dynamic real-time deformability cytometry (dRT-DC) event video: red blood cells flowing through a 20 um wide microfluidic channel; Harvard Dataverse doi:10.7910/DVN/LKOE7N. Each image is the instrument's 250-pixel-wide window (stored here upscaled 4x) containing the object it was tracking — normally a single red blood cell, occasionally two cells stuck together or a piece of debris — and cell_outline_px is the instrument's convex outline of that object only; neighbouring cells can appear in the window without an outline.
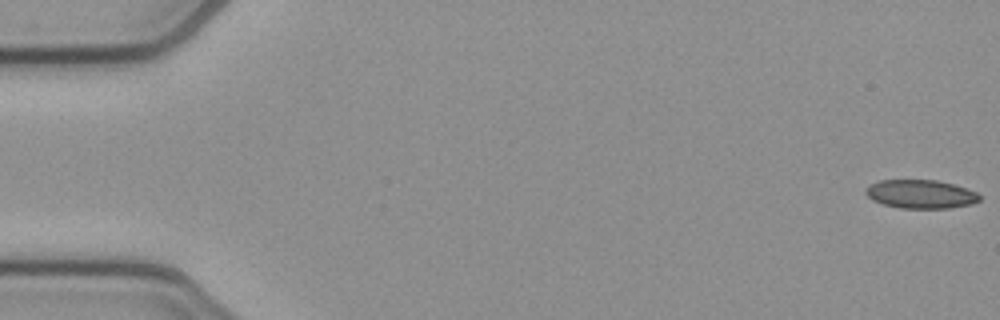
{"species": "common noctule bat (a hibernating species)", "species_latin": "Nyctalus noctula", "temperature_condition": "cold", "stored_images_in_passage": 52, "camera_frame_rate_fps": 3000, "um_per_image_px": 0.085, "animal": {"sex": "female", "body_mass_g": 21.9}, "frame": {"image": 1, "passage_image": 1, "time_ms": 0.0, "image_size_px": [1000, 320], "cell_outline_px": [[980, 200], [972, 204], [948, 208], [900, 208], [880, 204], [872, 200], [864, 192], [864, 188], [880, 180], [936, 180], [968, 188], [976, 192], [980, 196]], "centroid_in_image_um": [78.24, 16.5], "position_along_channel_um": 6.8, "area_um2": 19.07}}
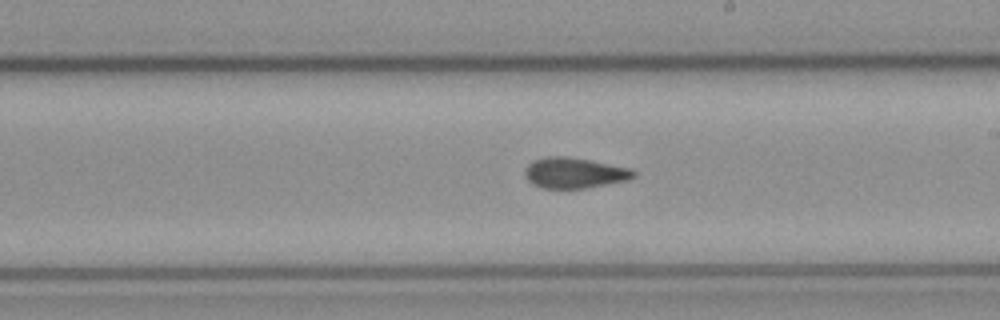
{"frame": {"image": 2, "passage_image": 30, "time_ms": 9.667, "image_size_px": [1000, 320], "cell_outline_px": [[636, 176], [628, 180], [584, 188], [540, 188], [532, 184], [524, 176], [524, 172], [528, 164], [532, 160], [548, 156], [564, 156], [588, 160], [632, 168], [636, 172]], "centroid_in_image_um": [48.8, 14.69], "position_along_channel_um": 240.2, "area_um2": 19.42}}
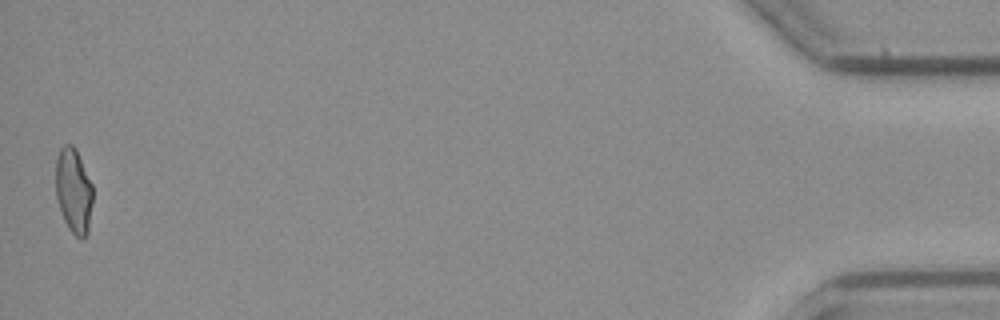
{"frame": {"image": 3, "passage_image": 52, "time_ms": 17.0, "image_size_px": [1000, 320], "cell_outline_px": [[92, 204], [88, 232], [80, 240], [68, 228], [64, 220], [56, 196], [56, 160], [60, 148], [64, 144], [72, 144], [76, 148], [92, 184]], "centroid_in_image_um": [6.26, 16.2], "position_along_channel_um": 428.9, "area_um2": 18.32}, "authors_computed_cell_mechanics": {"area_um2": 19.5075, "velocity_mm_per_s": 3.9281, "shape_relaxation_time_tau1_ms": null, "shape_relaxation_time_tau2_ms": 2.2834, "deformation_change_tau1": null, "deformation_change_tau2": 0.0731}}